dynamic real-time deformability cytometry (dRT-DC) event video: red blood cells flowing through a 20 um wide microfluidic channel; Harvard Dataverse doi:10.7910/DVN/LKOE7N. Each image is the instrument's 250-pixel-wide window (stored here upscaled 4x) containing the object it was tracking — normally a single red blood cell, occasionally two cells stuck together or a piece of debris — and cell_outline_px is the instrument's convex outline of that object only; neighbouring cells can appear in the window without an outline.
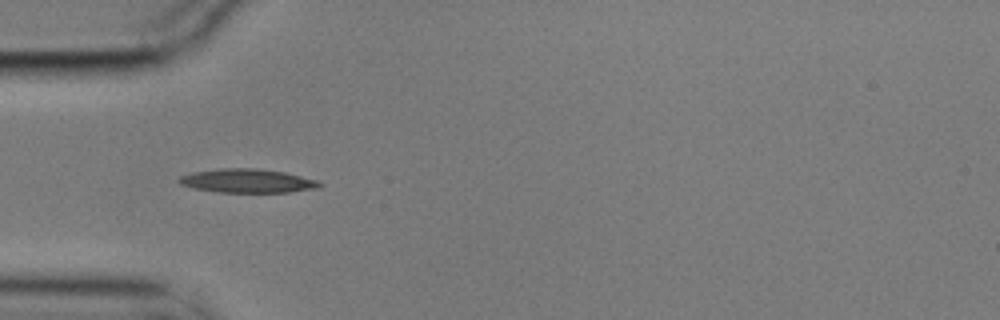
{"species": "common noctule bat (a hibernating species)", "species_latin": "Nyctalus noctula", "temperature_condition": "cold", "stored_images_in_passage": 6, "camera_frame_rate_fps": 3000, "um_per_image_px": 0.085, "animal": {"sex": "male", "body_mass_g": 17.9}, "frame": {"image": 1, "passage_image": 5, "time_ms": 1.333, "image_size_px": [1000, 320], "cell_outline_px": [[324, 184], [320, 188], [288, 192], [220, 192], [196, 188], [180, 184], [176, 180], [180, 176], [192, 172], [220, 168], [256, 168], [284, 172], [316, 180]], "centroid_in_image_um": [21.03, 15.37], "position_along_channel_um": 64.0, "area_um2": 19.42}}
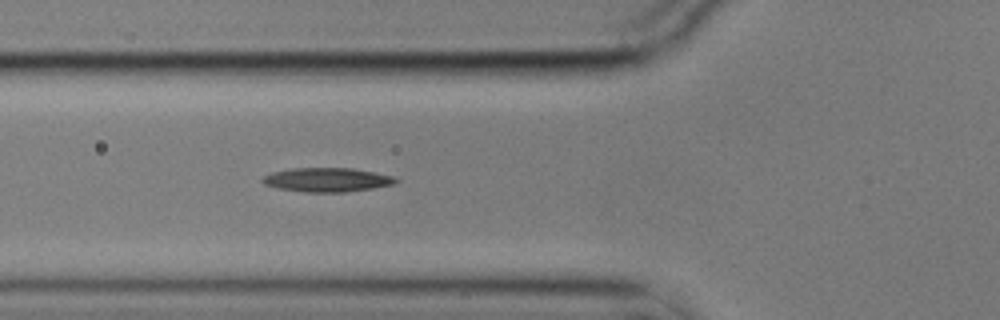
{"frame": {"image": 2, "passage_image": 6, "time_ms": 1.667, "image_size_px": [1000, 320], "cell_outline_px": [[400, 180], [392, 184], [372, 188], [344, 192], [304, 192], [276, 188], [264, 184], [260, 180], [264, 176], [272, 172], [288, 168], [352, 168], [396, 176]], "centroid_in_image_um": [27.78, 15.27], "position_along_channel_um": 98.0, "area_um2": 18.79}}